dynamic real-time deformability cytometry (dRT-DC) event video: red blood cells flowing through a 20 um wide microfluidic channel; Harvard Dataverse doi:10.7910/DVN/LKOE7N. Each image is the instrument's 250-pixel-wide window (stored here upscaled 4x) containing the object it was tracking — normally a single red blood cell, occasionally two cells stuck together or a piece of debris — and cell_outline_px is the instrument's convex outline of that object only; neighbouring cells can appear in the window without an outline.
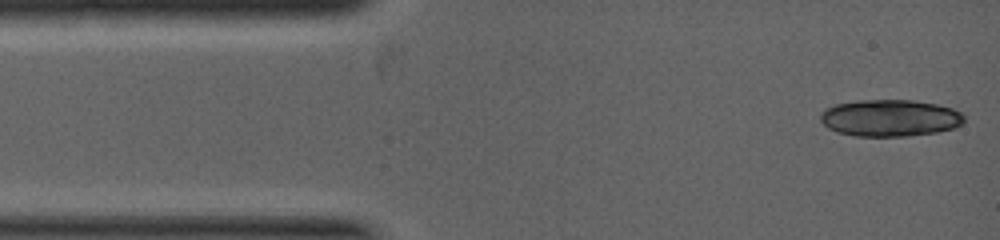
{"species": "common noctule bat (a hibernating species)", "species_latin": "Nyctalus noctula", "temperature_condition": "warm", "stored_images_in_passage": 4, "camera_frame_rate_fps": 5000, "um_per_image_px": 0.085, "animal": {"sex": "female", "body_mass_g": 19.0, "forearm_length_mm": 53.3}, "frame": {"image": 1, "passage_image": 1, "time_ms": 0.0, "image_size_px": [1000, 240], "cell_outline_px": [[964, 120], [960, 124], [952, 128], [936, 132], [908, 136], [856, 136], [836, 132], [828, 128], [820, 120], [820, 112], [824, 108], [836, 104], [860, 100], [912, 100], [936, 104], [952, 108], [960, 112], [964, 116]], "centroid_in_image_um": [75.6, 10.02], "position_along_channel_um": 9.4, "area_um2": 30.87}}